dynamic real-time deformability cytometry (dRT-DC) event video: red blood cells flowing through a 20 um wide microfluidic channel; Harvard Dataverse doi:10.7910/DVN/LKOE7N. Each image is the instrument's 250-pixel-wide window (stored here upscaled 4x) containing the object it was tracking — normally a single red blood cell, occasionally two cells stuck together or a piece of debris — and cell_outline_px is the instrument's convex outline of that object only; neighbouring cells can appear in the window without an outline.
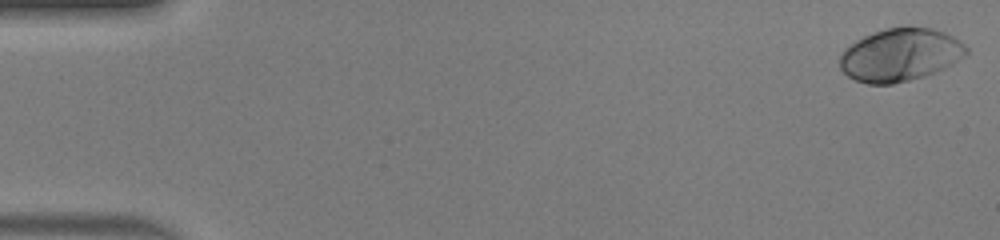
{"species": "human", "species_latin": "Homo sapiens", "temperature_condition": "warm", "stored_images_in_passage": 16, "camera_frame_rate_fps": 3000, "um_per_image_px": 0.085, "donor": {"sex": "male"}, "frame": {"image": 1, "passage_image": 1, "time_ms": 0.0, "image_size_px": [1000, 240], "cell_outline_px": [[968, 52], [964, 56], [952, 64], [944, 68], [924, 76], [892, 84], [868, 84], [856, 80], [848, 76], [840, 68], [840, 56], [844, 48], [856, 40], [864, 36], [884, 28], [908, 24], [932, 28], [944, 32], [960, 40], [968, 48]], "centroid_in_image_um": [76.52, 4.62], "position_along_channel_um": 8.5, "area_um2": 39.36}}
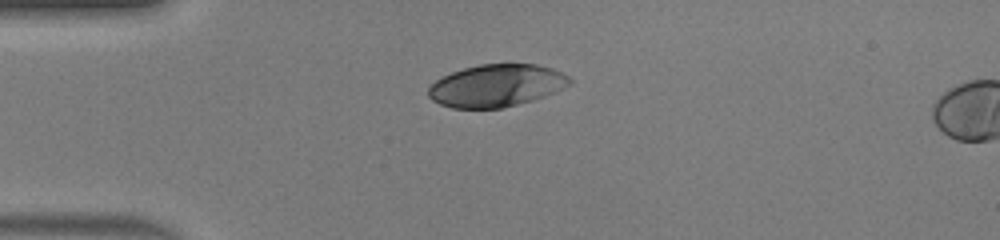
{"frame": {"image": 2, "passage_image": 13, "time_ms": 4.0, "image_size_px": [1000, 240], "cell_outline_px": [[572, 84], [564, 88], [544, 96], [532, 100], [500, 108], [452, 108], [440, 104], [432, 100], [428, 96], [428, 88], [436, 80], [452, 72], [464, 68], [480, 64], [536, 64], [552, 68], [568, 76], [572, 80]], "centroid_in_image_um": [42.2, 7.27], "position_along_channel_um": 42.8, "area_um2": 34.74}}